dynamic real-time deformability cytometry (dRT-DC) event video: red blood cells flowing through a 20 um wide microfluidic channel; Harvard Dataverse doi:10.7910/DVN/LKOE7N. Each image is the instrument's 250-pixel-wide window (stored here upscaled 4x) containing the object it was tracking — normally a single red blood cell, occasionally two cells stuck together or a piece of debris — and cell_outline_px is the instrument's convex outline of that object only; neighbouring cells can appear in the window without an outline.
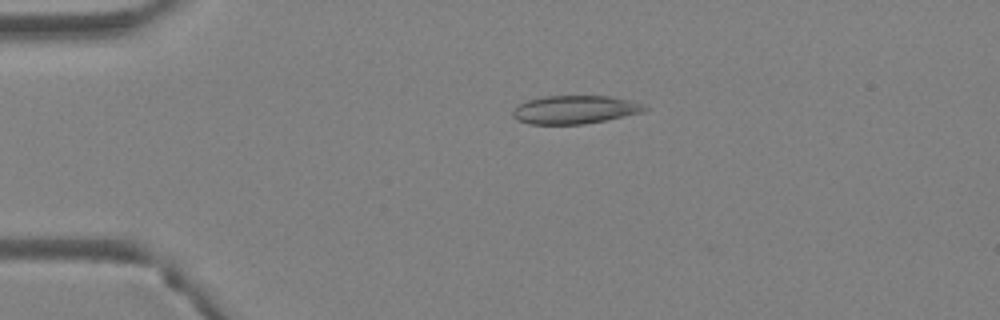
{"species": "Egyptian fruit bat (a non-hibernating species)", "species_latin": "Rousettus aegyptiacus", "temperature_condition": "warm", "stored_images_in_passage": 4, "camera_frame_rate_fps": 3000, "um_per_image_px": 0.085, "animal": {"sex": "female"}, "frame": {"image": 1, "passage_image": 3, "time_ms": 0.667, "image_size_px": [1000, 320], "cell_outline_px": [[648, 108], [644, 112], [584, 124], [528, 124], [516, 120], [512, 116], [512, 112], [520, 104], [528, 100], [548, 96], [608, 96], [632, 100], [644, 104]], "centroid_in_image_um": [48.88, 9.32], "position_along_channel_um": 36.1, "area_um2": 21.68}}